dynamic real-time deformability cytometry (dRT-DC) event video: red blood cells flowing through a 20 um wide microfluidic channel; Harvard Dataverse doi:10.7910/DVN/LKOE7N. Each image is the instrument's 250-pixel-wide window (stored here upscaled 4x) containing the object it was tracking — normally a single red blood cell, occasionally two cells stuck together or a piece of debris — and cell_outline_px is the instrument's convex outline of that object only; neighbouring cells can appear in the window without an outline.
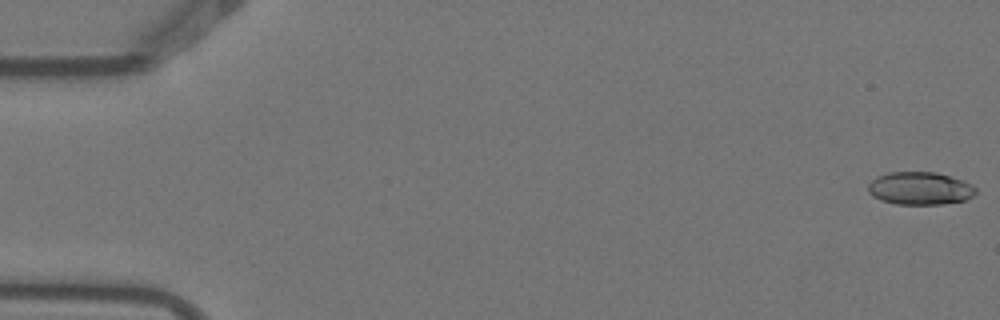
{"species": "Egyptian fruit bat (a non-hibernating species)", "species_latin": "Rousettus aegyptiacus", "temperature_condition": "warm", "stored_images_in_passage": 4, "camera_frame_rate_fps": 3000, "um_per_image_px": 0.085, "animal": {"sex": "female"}, "frame": {"image": 1, "passage_image": 1, "time_ms": 0.0, "image_size_px": [1000, 320], "cell_outline_px": [[976, 192], [972, 196], [964, 200], [940, 204], [896, 204], [880, 200], [872, 196], [868, 192], [868, 184], [876, 176], [888, 172], [936, 172], [964, 180], [972, 184], [976, 188]], "centroid_in_image_um": [78.18, 16.0], "position_along_channel_um": 6.8, "area_um2": 20.69}}
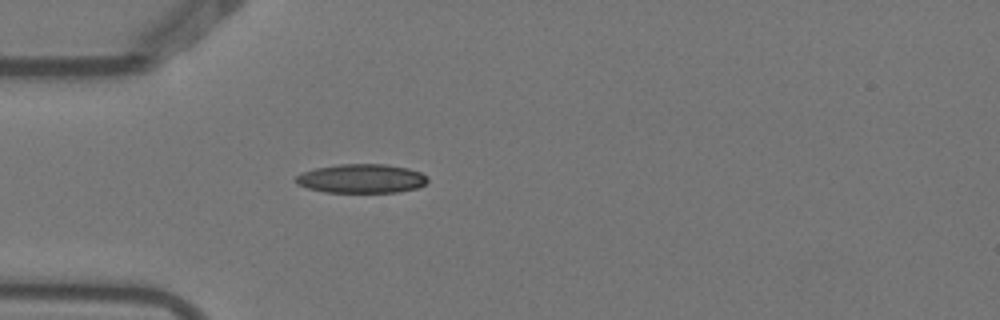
{"frame": {"image": 2, "passage_image": 4, "time_ms": 1.0, "image_size_px": [1000, 320], "cell_outline_px": [[428, 180], [424, 184], [416, 188], [400, 192], [324, 192], [308, 188], [296, 184], [296, 176], [304, 172], [316, 168], [340, 164], [388, 164], [408, 168], [420, 172], [428, 176]], "centroid_in_image_um": [30.75, 15.18], "position_along_channel_um": 54.3, "area_um2": 22.25}}